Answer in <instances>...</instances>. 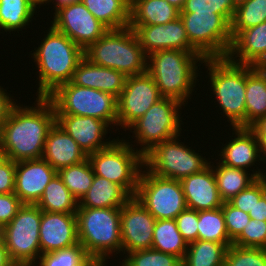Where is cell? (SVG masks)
Instances as JSON below:
<instances>
[{"mask_svg":"<svg viewBox=\"0 0 266 266\" xmlns=\"http://www.w3.org/2000/svg\"><path fill=\"white\" fill-rule=\"evenodd\" d=\"M35 102L36 107L15 104L0 130V148L14 162L42 158L45 140L56 123L52 102L38 96Z\"/></svg>","mask_w":266,"mask_h":266,"instance_id":"6da1fadb","label":"cell"},{"mask_svg":"<svg viewBox=\"0 0 266 266\" xmlns=\"http://www.w3.org/2000/svg\"><path fill=\"white\" fill-rule=\"evenodd\" d=\"M32 54L39 72L38 97H47L59 85L70 82L84 50L52 25Z\"/></svg>","mask_w":266,"mask_h":266,"instance_id":"7a4b0ae2","label":"cell"},{"mask_svg":"<svg viewBox=\"0 0 266 266\" xmlns=\"http://www.w3.org/2000/svg\"><path fill=\"white\" fill-rule=\"evenodd\" d=\"M204 59L198 51L160 50L147 56V72L162 97L185 104L196 84L197 64Z\"/></svg>","mask_w":266,"mask_h":266,"instance_id":"3957f363","label":"cell"},{"mask_svg":"<svg viewBox=\"0 0 266 266\" xmlns=\"http://www.w3.org/2000/svg\"><path fill=\"white\" fill-rule=\"evenodd\" d=\"M76 216L79 243L105 266L108 255L122 251L121 208H78Z\"/></svg>","mask_w":266,"mask_h":266,"instance_id":"277c9868","label":"cell"},{"mask_svg":"<svg viewBox=\"0 0 266 266\" xmlns=\"http://www.w3.org/2000/svg\"><path fill=\"white\" fill-rule=\"evenodd\" d=\"M84 57L95 65L117 70L126 77L147 71V56L129 26L109 29L84 50Z\"/></svg>","mask_w":266,"mask_h":266,"instance_id":"5b68a950","label":"cell"},{"mask_svg":"<svg viewBox=\"0 0 266 266\" xmlns=\"http://www.w3.org/2000/svg\"><path fill=\"white\" fill-rule=\"evenodd\" d=\"M211 90L233 128H246V65L227 58H205Z\"/></svg>","mask_w":266,"mask_h":266,"instance_id":"8992f818","label":"cell"},{"mask_svg":"<svg viewBox=\"0 0 266 266\" xmlns=\"http://www.w3.org/2000/svg\"><path fill=\"white\" fill-rule=\"evenodd\" d=\"M47 98L55 108V115L89 116L117 125V98L97 89L66 82Z\"/></svg>","mask_w":266,"mask_h":266,"instance_id":"52a82bcc","label":"cell"},{"mask_svg":"<svg viewBox=\"0 0 266 266\" xmlns=\"http://www.w3.org/2000/svg\"><path fill=\"white\" fill-rule=\"evenodd\" d=\"M126 140L114 139L106 148L88 155L94 175L122 186L135 197L144 156Z\"/></svg>","mask_w":266,"mask_h":266,"instance_id":"ba28073f","label":"cell"},{"mask_svg":"<svg viewBox=\"0 0 266 266\" xmlns=\"http://www.w3.org/2000/svg\"><path fill=\"white\" fill-rule=\"evenodd\" d=\"M42 210L37 205L23 204L17 215L0 229L10 260L19 266H35L41 255L40 222Z\"/></svg>","mask_w":266,"mask_h":266,"instance_id":"9c48e42d","label":"cell"},{"mask_svg":"<svg viewBox=\"0 0 266 266\" xmlns=\"http://www.w3.org/2000/svg\"><path fill=\"white\" fill-rule=\"evenodd\" d=\"M182 105L175 99L163 97L128 127L134 130L131 132L135 134V141L143 146L138 150L143 156L155 145L180 136Z\"/></svg>","mask_w":266,"mask_h":266,"instance_id":"30bf717a","label":"cell"},{"mask_svg":"<svg viewBox=\"0 0 266 266\" xmlns=\"http://www.w3.org/2000/svg\"><path fill=\"white\" fill-rule=\"evenodd\" d=\"M177 138L163 141L147 152L143 168L159 177L181 180L211 164L191 147L187 148L184 142L179 143Z\"/></svg>","mask_w":266,"mask_h":266,"instance_id":"8fae6325","label":"cell"},{"mask_svg":"<svg viewBox=\"0 0 266 266\" xmlns=\"http://www.w3.org/2000/svg\"><path fill=\"white\" fill-rule=\"evenodd\" d=\"M190 44L204 58H226L231 42V24L217 13H180Z\"/></svg>","mask_w":266,"mask_h":266,"instance_id":"7c38bea8","label":"cell"},{"mask_svg":"<svg viewBox=\"0 0 266 266\" xmlns=\"http://www.w3.org/2000/svg\"><path fill=\"white\" fill-rule=\"evenodd\" d=\"M135 198L156 220L175 219L187 209L180 180L141 171Z\"/></svg>","mask_w":266,"mask_h":266,"instance_id":"4fadbf2b","label":"cell"},{"mask_svg":"<svg viewBox=\"0 0 266 266\" xmlns=\"http://www.w3.org/2000/svg\"><path fill=\"white\" fill-rule=\"evenodd\" d=\"M163 97L154 79L145 73L126 78L123 91L117 98V126L127 128Z\"/></svg>","mask_w":266,"mask_h":266,"instance_id":"5bb4252c","label":"cell"},{"mask_svg":"<svg viewBox=\"0 0 266 266\" xmlns=\"http://www.w3.org/2000/svg\"><path fill=\"white\" fill-rule=\"evenodd\" d=\"M54 15L52 26L83 50L109 30L89 12L82 2L64 6Z\"/></svg>","mask_w":266,"mask_h":266,"instance_id":"9a60e30c","label":"cell"},{"mask_svg":"<svg viewBox=\"0 0 266 266\" xmlns=\"http://www.w3.org/2000/svg\"><path fill=\"white\" fill-rule=\"evenodd\" d=\"M155 221L154 216L135 197L123 205L120 218L122 252L151 248Z\"/></svg>","mask_w":266,"mask_h":266,"instance_id":"2e32d148","label":"cell"},{"mask_svg":"<svg viewBox=\"0 0 266 266\" xmlns=\"http://www.w3.org/2000/svg\"><path fill=\"white\" fill-rule=\"evenodd\" d=\"M146 56L160 50L197 51L189 42L180 17L167 24L129 25Z\"/></svg>","mask_w":266,"mask_h":266,"instance_id":"e0dca14e","label":"cell"},{"mask_svg":"<svg viewBox=\"0 0 266 266\" xmlns=\"http://www.w3.org/2000/svg\"><path fill=\"white\" fill-rule=\"evenodd\" d=\"M56 174L43 158L16 162L14 194L23 204L36 205Z\"/></svg>","mask_w":266,"mask_h":266,"instance_id":"ac0fdd59","label":"cell"},{"mask_svg":"<svg viewBox=\"0 0 266 266\" xmlns=\"http://www.w3.org/2000/svg\"><path fill=\"white\" fill-rule=\"evenodd\" d=\"M39 233L41 254L78 244L77 216L42 211Z\"/></svg>","mask_w":266,"mask_h":266,"instance_id":"d6986e66","label":"cell"},{"mask_svg":"<svg viewBox=\"0 0 266 266\" xmlns=\"http://www.w3.org/2000/svg\"><path fill=\"white\" fill-rule=\"evenodd\" d=\"M55 117L56 123L78 143L87 156L108 147L114 141H102L109 127L103 120L77 115H55Z\"/></svg>","mask_w":266,"mask_h":266,"instance_id":"ffe728a7","label":"cell"},{"mask_svg":"<svg viewBox=\"0 0 266 266\" xmlns=\"http://www.w3.org/2000/svg\"><path fill=\"white\" fill-rule=\"evenodd\" d=\"M231 35L232 42L226 56L229 61L266 67V21L242 31H231Z\"/></svg>","mask_w":266,"mask_h":266,"instance_id":"44dd1931","label":"cell"},{"mask_svg":"<svg viewBox=\"0 0 266 266\" xmlns=\"http://www.w3.org/2000/svg\"><path fill=\"white\" fill-rule=\"evenodd\" d=\"M188 209L202 211L221 208L222 200L212 166L180 180Z\"/></svg>","mask_w":266,"mask_h":266,"instance_id":"7402d4cb","label":"cell"},{"mask_svg":"<svg viewBox=\"0 0 266 266\" xmlns=\"http://www.w3.org/2000/svg\"><path fill=\"white\" fill-rule=\"evenodd\" d=\"M126 76L114 69L91 63L84 57L76 67L71 83L89 87L119 97L126 82Z\"/></svg>","mask_w":266,"mask_h":266,"instance_id":"603a6c76","label":"cell"},{"mask_svg":"<svg viewBox=\"0 0 266 266\" xmlns=\"http://www.w3.org/2000/svg\"><path fill=\"white\" fill-rule=\"evenodd\" d=\"M42 158L58 171L79 164L86 160L88 156L79 147L78 143L55 123L45 140Z\"/></svg>","mask_w":266,"mask_h":266,"instance_id":"cb8c5ba5","label":"cell"},{"mask_svg":"<svg viewBox=\"0 0 266 266\" xmlns=\"http://www.w3.org/2000/svg\"><path fill=\"white\" fill-rule=\"evenodd\" d=\"M235 132V138L231 139L222 150L219 158L221 164L229 167L249 170V167L255 165V162L264 160L261 156L258 139L256 134L250 128H232ZM248 168V169H247Z\"/></svg>","mask_w":266,"mask_h":266,"instance_id":"d4e9b609","label":"cell"},{"mask_svg":"<svg viewBox=\"0 0 266 266\" xmlns=\"http://www.w3.org/2000/svg\"><path fill=\"white\" fill-rule=\"evenodd\" d=\"M246 128L266 116V67L246 65Z\"/></svg>","mask_w":266,"mask_h":266,"instance_id":"484cf974","label":"cell"},{"mask_svg":"<svg viewBox=\"0 0 266 266\" xmlns=\"http://www.w3.org/2000/svg\"><path fill=\"white\" fill-rule=\"evenodd\" d=\"M132 196L120 185L95 175L78 208H121Z\"/></svg>","mask_w":266,"mask_h":266,"instance_id":"4316f807","label":"cell"},{"mask_svg":"<svg viewBox=\"0 0 266 266\" xmlns=\"http://www.w3.org/2000/svg\"><path fill=\"white\" fill-rule=\"evenodd\" d=\"M180 17V10L166 0H131L129 25L167 24Z\"/></svg>","mask_w":266,"mask_h":266,"instance_id":"83f0119b","label":"cell"},{"mask_svg":"<svg viewBox=\"0 0 266 266\" xmlns=\"http://www.w3.org/2000/svg\"><path fill=\"white\" fill-rule=\"evenodd\" d=\"M213 172L216 178L219 194L224 202L230 201L234 196L242 190L248 188L261 176V169L248 174V171L233 168L217 162L216 167L213 166Z\"/></svg>","mask_w":266,"mask_h":266,"instance_id":"f1b7e54d","label":"cell"},{"mask_svg":"<svg viewBox=\"0 0 266 266\" xmlns=\"http://www.w3.org/2000/svg\"><path fill=\"white\" fill-rule=\"evenodd\" d=\"M81 2L108 29L129 26L131 0H81Z\"/></svg>","mask_w":266,"mask_h":266,"instance_id":"f546056e","label":"cell"},{"mask_svg":"<svg viewBox=\"0 0 266 266\" xmlns=\"http://www.w3.org/2000/svg\"><path fill=\"white\" fill-rule=\"evenodd\" d=\"M232 243L197 240L188 244L182 266H224L225 255Z\"/></svg>","mask_w":266,"mask_h":266,"instance_id":"4dcf8cb0","label":"cell"},{"mask_svg":"<svg viewBox=\"0 0 266 266\" xmlns=\"http://www.w3.org/2000/svg\"><path fill=\"white\" fill-rule=\"evenodd\" d=\"M36 205L42 211L76 214L79 202L56 174Z\"/></svg>","mask_w":266,"mask_h":266,"instance_id":"1f68e13d","label":"cell"},{"mask_svg":"<svg viewBox=\"0 0 266 266\" xmlns=\"http://www.w3.org/2000/svg\"><path fill=\"white\" fill-rule=\"evenodd\" d=\"M151 248L175 255L183 260L188 243L179 232L175 219L155 221Z\"/></svg>","mask_w":266,"mask_h":266,"instance_id":"d6a6232c","label":"cell"},{"mask_svg":"<svg viewBox=\"0 0 266 266\" xmlns=\"http://www.w3.org/2000/svg\"><path fill=\"white\" fill-rule=\"evenodd\" d=\"M37 4L32 0H0V29L5 32L25 29L32 21Z\"/></svg>","mask_w":266,"mask_h":266,"instance_id":"836d02e7","label":"cell"},{"mask_svg":"<svg viewBox=\"0 0 266 266\" xmlns=\"http://www.w3.org/2000/svg\"><path fill=\"white\" fill-rule=\"evenodd\" d=\"M57 174L78 202L92 186L95 176L88 158L79 164L58 170Z\"/></svg>","mask_w":266,"mask_h":266,"instance_id":"e575fe53","label":"cell"},{"mask_svg":"<svg viewBox=\"0 0 266 266\" xmlns=\"http://www.w3.org/2000/svg\"><path fill=\"white\" fill-rule=\"evenodd\" d=\"M198 240L218 243H232L229 238L225 218L221 208L198 211Z\"/></svg>","mask_w":266,"mask_h":266,"instance_id":"d590c367","label":"cell"},{"mask_svg":"<svg viewBox=\"0 0 266 266\" xmlns=\"http://www.w3.org/2000/svg\"><path fill=\"white\" fill-rule=\"evenodd\" d=\"M38 259L39 266H99L80 243L41 254Z\"/></svg>","mask_w":266,"mask_h":266,"instance_id":"8d00e7d4","label":"cell"},{"mask_svg":"<svg viewBox=\"0 0 266 266\" xmlns=\"http://www.w3.org/2000/svg\"><path fill=\"white\" fill-rule=\"evenodd\" d=\"M266 21V0H240L231 22V31H242Z\"/></svg>","mask_w":266,"mask_h":266,"instance_id":"74e56055","label":"cell"},{"mask_svg":"<svg viewBox=\"0 0 266 266\" xmlns=\"http://www.w3.org/2000/svg\"><path fill=\"white\" fill-rule=\"evenodd\" d=\"M123 259L126 266H182V259L153 248L129 252Z\"/></svg>","mask_w":266,"mask_h":266,"instance_id":"f35d334b","label":"cell"},{"mask_svg":"<svg viewBox=\"0 0 266 266\" xmlns=\"http://www.w3.org/2000/svg\"><path fill=\"white\" fill-rule=\"evenodd\" d=\"M237 0H186L180 13H217L230 24L236 12Z\"/></svg>","mask_w":266,"mask_h":266,"instance_id":"ab89813d","label":"cell"},{"mask_svg":"<svg viewBox=\"0 0 266 266\" xmlns=\"http://www.w3.org/2000/svg\"><path fill=\"white\" fill-rule=\"evenodd\" d=\"M224 266H266V249L232 244L227 249Z\"/></svg>","mask_w":266,"mask_h":266,"instance_id":"60d3db41","label":"cell"},{"mask_svg":"<svg viewBox=\"0 0 266 266\" xmlns=\"http://www.w3.org/2000/svg\"><path fill=\"white\" fill-rule=\"evenodd\" d=\"M232 244L244 248L266 249V221L250 219Z\"/></svg>","mask_w":266,"mask_h":266,"instance_id":"b9f144b4","label":"cell"},{"mask_svg":"<svg viewBox=\"0 0 266 266\" xmlns=\"http://www.w3.org/2000/svg\"><path fill=\"white\" fill-rule=\"evenodd\" d=\"M222 211L228 236L234 241L241 234L251 218L249 213L233 207L229 202L223 203Z\"/></svg>","mask_w":266,"mask_h":266,"instance_id":"7bdbcfd3","label":"cell"},{"mask_svg":"<svg viewBox=\"0 0 266 266\" xmlns=\"http://www.w3.org/2000/svg\"><path fill=\"white\" fill-rule=\"evenodd\" d=\"M266 192L263 182L258 178L248 188L242 190L230 201L233 207L249 213L253 209L256 201H259L261 196Z\"/></svg>","mask_w":266,"mask_h":266,"instance_id":"ee69618b","label":"cell"},{"mask_svg":"<svg viewBox=\"0 0 266 266\" xmlns=\"http://www.w3.org/2000/svg\"><path fill=\"white\" fill-rule=\"evenodd\" d=\"M177 228L189 244L198 240V211L185 209L175 218Z\"/></svg>","mask_w":266,"mask_h":266,"instance_id":"f6af8a7d","label":"cell"},{"mask_svg":"<svg viewBox=\"0 0 266 266\" xmlns=\"http://www.w3.org/2000/svg\"><path fill=\"white\" fill-rule=\"evenodd\" d=\"M22 206L23 203L14 193L0 194V229L11 222Z\"/></svg>","mask_w":266,"mask_h":266,"instance_id":"bcb514c9","label":"cell"},{"mask_svg":"<svg viewBox=\"0 0 266 266\" xmlns=\"http://www.w3.org/2000/svg\"><path fill=\"white\" fill-rule=\"evenodd\" d=\"M16 162L5 158L0 163V194L14 193Z\"/></svg>","mask_w":266,"mask_h":266,"instance_id":"7dc6e473","label":"cell"},{"mask_svg":"<svg viewBox=\"0 0 266 266\" xmlns=\"http://www.w3.org/2000/svg\"><path fill=\"white\" fill-rule=\"evenodd\" d=\"M250 129L256 134L261 156L266 163V116L255 122Z\"/></svg>","mask_w":266,"mask_h":266,"instance_id":"c3c4849f","label":"cell"},{"mask_svg":"<svg viewBox=\"0 0 266 266\" xmlns=\"http://www.w3.org/2000/svg\"><path fill=\"white\" fill-rule=\"evenodd\" d=\"M6 89L3 90V87L0 86V130L5 123L7 116L11 110V108L16 104L14 99L9 97L10 94L5 92Z\"/></svg>","mask_w":266,"mask_h":266,"instance_id":"681fc988","label":"cell"},{"mask_svg":"<svg viewBox=\"0 0 266 266\" xmlns=\"http://www.w3.org/2000/svg\"><path fill=\"white\" fill-rule=\"evenodd\" d=\"M249 216L254 220L266 221V192L261 196L259 201L255 202L253 209L249 212Z\"/></svg>","mask_w":266,"mask_h":266,"instance_id":"f907efd6","label":"cell"},{"mask_svg":"<svg viewBox=\"0 0 266 266\" xmlns=\"http://www.w3.org/2000/svg\"><path fill=\"white\" fill-rule=\"evenodd\" d=\"M0 266H19L17 264H14L10 260L6 245L4 244V241L1 236H0Z\"/></svg>","mask_w":266,"mask_h":266,"instance_id":"816d5d0a","label":"cell"},{"mask_svg":"<svg viewBox=\"0 0 266 266\" xmlns=\"http://www.w3.org/2000/svg\"><path fill=\"white\" fill-rule=\"evenodd\" d=\"M51 1L54 2V0H45L44 1V5H46L47 3H50ZM78 2H81V0H55V12L57 10H59L60 8L64 7V6H68L70 4H73V3H78Z\"/></svg>","mask_w":266,"mask_h":266,"instance_id":"f5cc1de1","label":"cell"},{"mask_svg":"<svg viewBox=\"0 0 266 266\" xmlns=\"http://www.w3.org/2000/svg\"><path fill=\"white\" fill-rule=\"evenodd\" d=\"M170 5H173L174 7H176L177 9H179L180 11L183 9L186 0H166Z\"/></svg>","mask_w":266,"mask_h":266,"instance_id":"db71d44e","label":"cell"},{"mask_svg":"<svg viewBox=\"0 0 266 266\" xmlns=\"http://www.w3.org/2000/svg\"><path fill=\"white\" fill-rule=\"evenodd\" d=\"M259 179L263 182L265 189H266V172L264 173V171L261 173V176L259 177Z\"/></svg>","mask_w":266,"mask_h":266,"instance_id":"11a10c76","label":"cell"},{"mask_svg":"<svg viewBox=\"0 0 266 266\" xmlns=\"http://www.w3.org/2000/svg\"><path fill=\"white\" fill-rule=\"evenodd\" d=\"M6 158V155L3 153V151L0 148V163Z\"/></svg>","mask_w":266,"mask_h":266,"instance_id":"9f6ffc18","label":"cell"},{"mask_svg":"<svg viewBox=\"0 0 266 266\" xmlns=\"http://www.w3.org/2000/svg\"><path fill=\"white\" fill-rule=\"evenodd\" d=\"M32 1H34L37 5H39L38 7L40 8L41 4L43 5L45 0H32Z\"/></svg>","mask_w":266,"mask_h":266,"instance_id":"6f0895ef","label":"cell"}]
</instances>
